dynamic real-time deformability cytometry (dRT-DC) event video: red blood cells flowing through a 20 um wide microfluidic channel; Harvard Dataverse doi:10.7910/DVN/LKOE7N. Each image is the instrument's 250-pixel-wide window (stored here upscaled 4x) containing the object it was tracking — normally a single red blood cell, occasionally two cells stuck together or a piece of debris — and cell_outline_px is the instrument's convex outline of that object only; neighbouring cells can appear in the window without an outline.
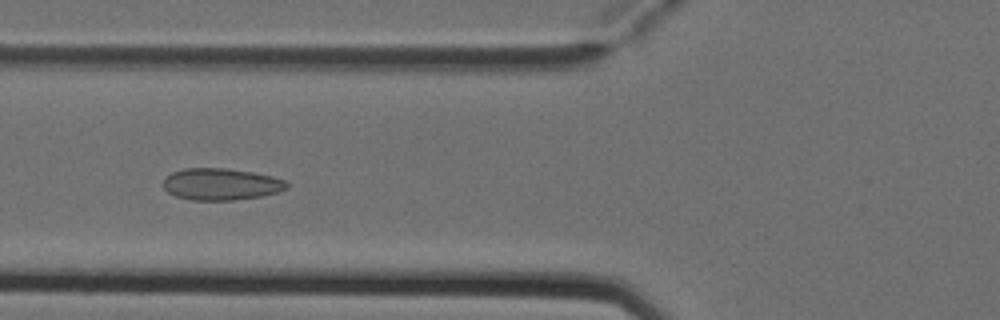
{"species": "Egyptian fruit bat (a non-hibernating species)", "species_latin": "Rousettus aegyptiacus", "temperature_condition": "cold", "stored_images_in_passage": 4, "camera_frame_rate_fps": 3000, "um_per_image_px": 0.085, "animal": {"sex": "female"}, "frame": {"image": 1, "passage_image": 2, "time_ms": 0.333, "image_size_px": [1000, 320], "cell_outline_px": [[288, 188], [276, 192], [260, 196], [236, 200], [192, 200], [176, 196], [168, 192], [164, 188], [164, 180], [172, 172], [184, 168], [224, 168], [252, 172], [272, 176], [284, 180], [288, 184]], "centroid_in_image_um": [18.78, 15.65], "position_along_channel_um": 107.0, "area_um2": 22.72}}
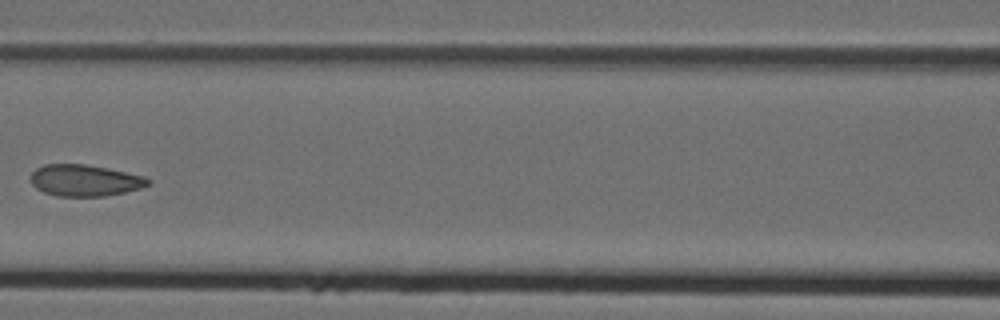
{"frame": {"image": 2, "passage_image": 3, "time_ms": 0.667, "image_size_px": [1000, 320], "cell_outline_px": [[152, 184], [140, 188], [124, 192], [104, 196], [56, 196], [44, 192], [36, 188], [32, 184], [28, 176], [36, 168], [44, 164], [88, 164], [108, 168], [144, 176], [152, 180]], "centroid_in_image_um": [7.2, 15.32], "position_along_channel_um": 159.4, "area_um2": 21.79}}
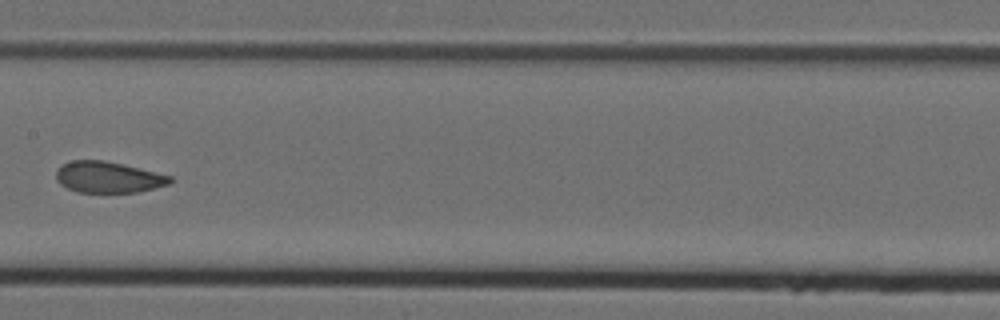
{"frame": {"image": 3, "passage_image": 4, "time_ms": 1.0, "image_size_px": [1000, 320], "cell_outline_px": [[172, 180], [168, 184], [136, 192], [76, 192], [60, 184], [56, 180], [56, 172], [64, 164], [72, 160], [104, 160], [172, 176]], "centroid_in_image_um": [9.16, 15.06], "position_along_channel_um": 198.2, "area_um2": 20.35}}